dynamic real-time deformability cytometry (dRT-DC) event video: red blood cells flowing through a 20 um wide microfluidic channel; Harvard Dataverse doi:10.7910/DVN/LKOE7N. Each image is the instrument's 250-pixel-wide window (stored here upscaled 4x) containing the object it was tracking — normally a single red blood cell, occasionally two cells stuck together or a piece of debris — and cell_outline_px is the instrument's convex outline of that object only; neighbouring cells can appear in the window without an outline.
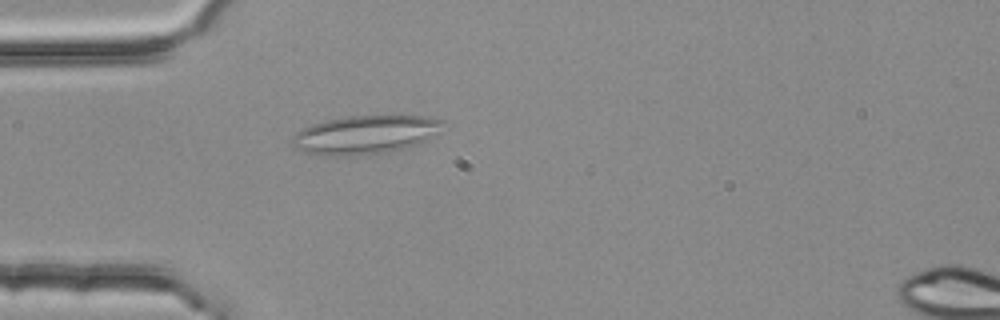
{"species": "common noctule bat (a hibernating species)", "species_latin": "Nyctalus noctula", "temperature_condition": "room temperature", "stored_images_in_passage": 39, "segment_of_instrument_passage": [1, 2], "camera_frame_rate_fps": 3000, "um_per_image_px": 0.085, "animal": {"sex": "female", "body_mass_g": 25.1}, "frame": {"image": 1, "passage_image": 1, "time_ms": 0.0, "image_size_px": [1000, 320], "cell_outline_px": [[444, 120], [432, 136], [408, 148], [388, 152], [356, 156], [324, 156], [304, 152], [296, 148], [292, 144], [292, 136], [296, 132], [312, 124], [328, 120], [348, 116], [420, 116]], "centroid_in_image_um": [30.97, 11.47], "position_along_channel_um": 54.0, "area_um2": 33.58}}